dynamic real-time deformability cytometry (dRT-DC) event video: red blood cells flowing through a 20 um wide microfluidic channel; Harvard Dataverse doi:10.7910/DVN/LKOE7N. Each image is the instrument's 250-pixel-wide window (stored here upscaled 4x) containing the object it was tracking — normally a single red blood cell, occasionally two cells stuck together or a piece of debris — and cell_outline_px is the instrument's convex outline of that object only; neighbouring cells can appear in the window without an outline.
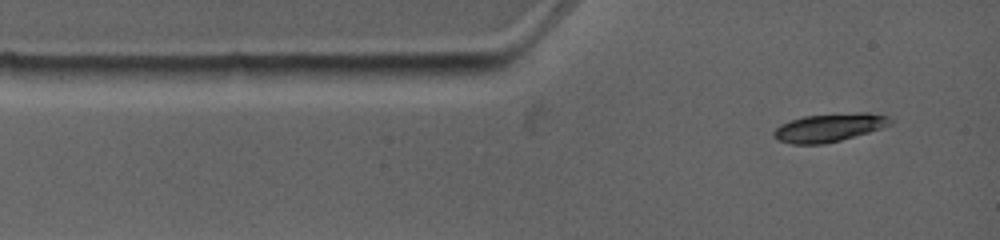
{"species": "common noctule bat (a hibernating species)", "species_latin": "Nyctalus noctula", "temperature_condition": "warm", "stored_images_in_passage": 3, "camera_frame_rate_fps": 4500, "um_per_image_px": 0.085, "animal": {"sex": "female", "body_mass_g": 19.0, "forearm_length_mm": 53.3}, "frame": {"image": 1, "passage_image": 1, "time_ms": 0.0, "image_size_px": [1000, 240], "cell_outline_px": [[892, 124], [868, 132], [840, 140], [824, 144], [792, 144], [776, 140], [772, 136], [772, 132], [780, 124], [804, 116], [860, 112], [868, 112], [888, 116], [892, 120]], "centroid_in_image_um": [70.45, 10.85], "position_along_channel_um": 14.5, "area_um2": 19.13}}
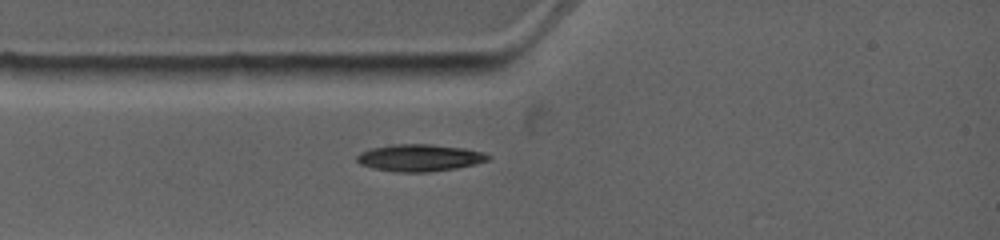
{"frame": {"image": 2, "passage_image": 3, "time_ms": 1.556, "image_size_px": [1000, 240], "cell_outline_px": [[492, 156], [488, 160], [456, 168], [428, 172], [396, 172], [372, 168], [360, 164], [356, 160], [356, 156], [360, 152], [368, 148], [392, 144], [432, 144], [464, 148], [484, 152]], "centroid_in_image_um": [35.62, 13.4], "position_along_channel_um": 49.4, "area_um2": 20.81}}